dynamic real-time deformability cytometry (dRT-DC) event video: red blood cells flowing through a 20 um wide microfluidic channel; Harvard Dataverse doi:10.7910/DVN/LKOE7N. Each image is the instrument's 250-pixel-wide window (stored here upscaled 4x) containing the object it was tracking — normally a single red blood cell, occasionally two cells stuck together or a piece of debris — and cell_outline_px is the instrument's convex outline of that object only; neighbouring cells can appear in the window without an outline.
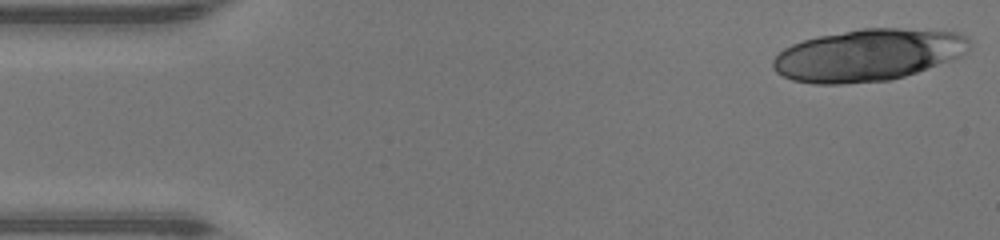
{"species": "human", "species_latin": "Homo sapiens", "temperature_condition": "warm", "stored_images_in_passage": 24, "camera_frame_rate_fps": 3000, "um_per_image_px": 0.085, "donor": {"sex": "male"}, "frame": {"image": 1, "passage_image": 1, "time_ms": 0.0, "image_size_px": [1000, 240], "cell_outline_px": [[968, 48], [964, 56], [904, 76], [888, 80], [844, 84], [816, 84], [792, 80], [776, 72], [772, 68], [772, 60], [784, 48], [792, 44], [804, 40], [820, 36], [860, 28], [900, 28], [956, 32], [968, 36]], "centroid_in_image_um": [73.78, 4.68], "position_along_channel_um": 11.2, "area_um2": 59.42}}